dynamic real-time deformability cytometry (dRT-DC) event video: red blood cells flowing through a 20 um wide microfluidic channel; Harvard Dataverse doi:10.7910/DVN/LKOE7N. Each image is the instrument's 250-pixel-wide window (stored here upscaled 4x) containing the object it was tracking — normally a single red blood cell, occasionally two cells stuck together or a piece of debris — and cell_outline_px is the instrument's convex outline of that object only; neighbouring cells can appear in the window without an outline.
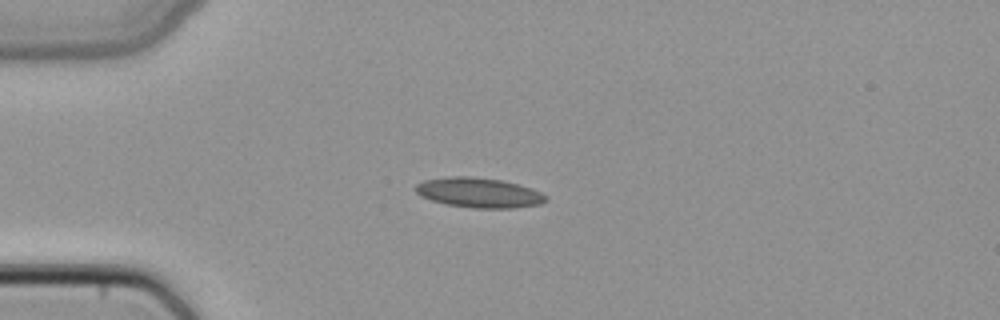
{"species": "common noctule bat (a hibernating species)", "species_latin": "Nyctalus noctula", "temperature_condition": "cold", "stored_images_in_passage": 3, "camera_frame_rate_fps": 3000, "um_per_image_px": 0.085, "animal": {"sex": "female", "body_mass_g": 22.7, "forearm_length_mm": 54.2}, "frame": {"image": 1, "passage_image": 1, "time_ms": 0.0, "image_size_px": [1000, 320], "cell_outline_px": [[548, 200], [540, 204], [512, 208], [472, 208], [444, 204], [420, 196], [416, 192], [416, 184], [424, 180], [448, 176], [472, 176], [500, 180], [532, 188], [548, 196]], "centroid_in_image_um": [40.7, 16.38], "position_along_channel_um": 44.3, "area_um2": 22.77}}
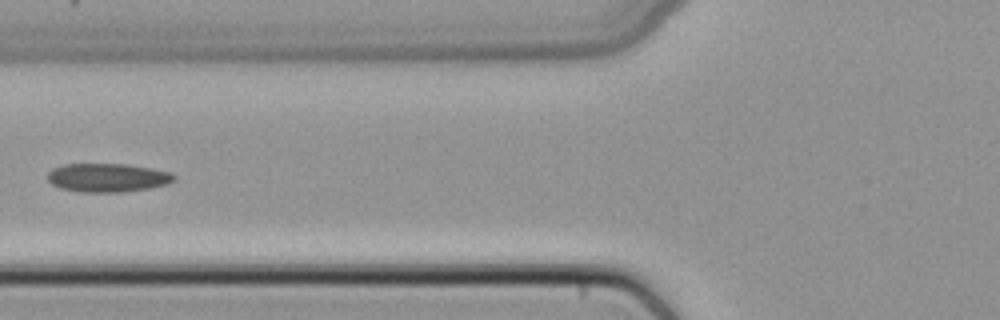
{"frame": {"image": 2, "passage_image": 3, "time_ms": 0.667, "image_size_px": [1000, 320], "cell_outline_px": [[176, 180], [168, 184], [148, 188], [120, 192], [80, 192], [60, 188], [52, 184], [48, 180], [48, 172], [52, 168], [64, 164], [128, 164], [152, 168], [172, 172], [176, 176]], "centroid_in_image_um": [9.17, 15.09], "position_along_channel_um": 116.6, "area_um2": 21.27}}